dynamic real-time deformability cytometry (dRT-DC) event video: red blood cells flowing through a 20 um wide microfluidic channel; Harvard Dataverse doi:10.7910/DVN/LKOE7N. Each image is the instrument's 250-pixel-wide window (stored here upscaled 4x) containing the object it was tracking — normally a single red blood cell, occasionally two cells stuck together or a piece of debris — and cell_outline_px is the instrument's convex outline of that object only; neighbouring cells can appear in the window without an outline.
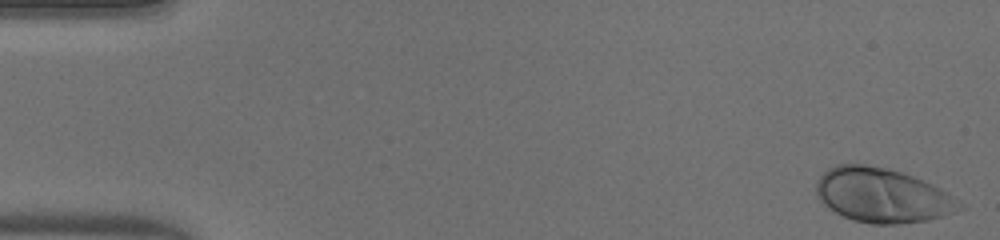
{"species": "human", "species_latin": "Homo sapiens", "temperature_condition": "warm", "stored_images_in_passage": 49, "camera_frame_rate_fps": 3000, "um_per_image_px": 0.085, "donor": {"sex": "male"}, "frame": {"image": 1, "passage_image": 1, "time_ms": 0.0, "image_size_px": [1000, 240], "cell_outline_px": [[964, 208], [928, 220], [896, 224], [872, 224], [852, 220], [836, 212], [824, 204], [816, 196], [816, 184], [820, 176], [828, 168], [836, 164], [864, 164], [888, 168], [912, 176], [932, 184], [940, 188], [960, 200], [964, 204]], "centroid_in_image_um": [74.99, 16.6], "position_along_channel_um": 10.0, "area_um2": 45.32}}
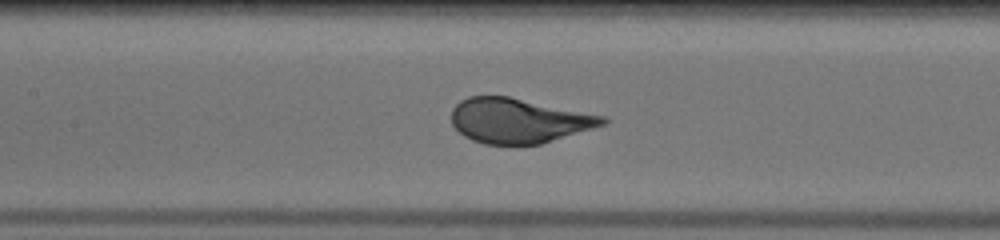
{"frame": {"image": 2, "passage_image": 23, "time_ms": 7.333, "image_size_px": [1000, 240], "cell_outline_px": [[608, 120], [604, 124], [592, 128], [540, 144], [484, 144], [472, 140], [464, 136], [452, 124], [452, 108], [460, 100], [468, 96], [508, 96], [604, 116]], "centroid_in_image_um": [44.03, 10.25], "position_along_channel_um": 163.4, "area_um2": 39.02}}
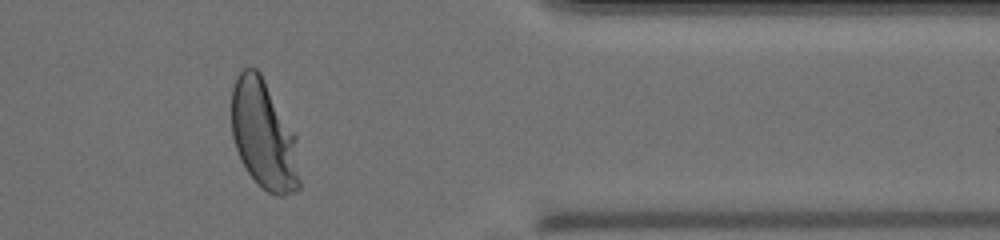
{"frame": {"image": 3, "passage_image": 41, "time_ms": 13.333, "image_size_px": [1000, 240], "cell_outline_px": [[300, 188], [284, 196], [276, 196], [268, 192], [248, 172], [236, 148], [232, 136], [232, 88], [236, 76], [244, 68], [256, 68], [260, 72], [296, 136], [300, 180]], "centroid_in_image_um": [22.43, 11.47], "position_along_channel_um": 389.0, "area_um2": 42.95}, "authors_computed_cell_mechanics": {"area_um2": 41.4426, "velocity_mm_per_s": 4.0615, "shape_relaxation_time_tau1_ms": 2.2122, "shape_relaxation_time_tau2_ms": null, "deformation_change_tau1": 0.1657, "deformation_change_tau2": null}}